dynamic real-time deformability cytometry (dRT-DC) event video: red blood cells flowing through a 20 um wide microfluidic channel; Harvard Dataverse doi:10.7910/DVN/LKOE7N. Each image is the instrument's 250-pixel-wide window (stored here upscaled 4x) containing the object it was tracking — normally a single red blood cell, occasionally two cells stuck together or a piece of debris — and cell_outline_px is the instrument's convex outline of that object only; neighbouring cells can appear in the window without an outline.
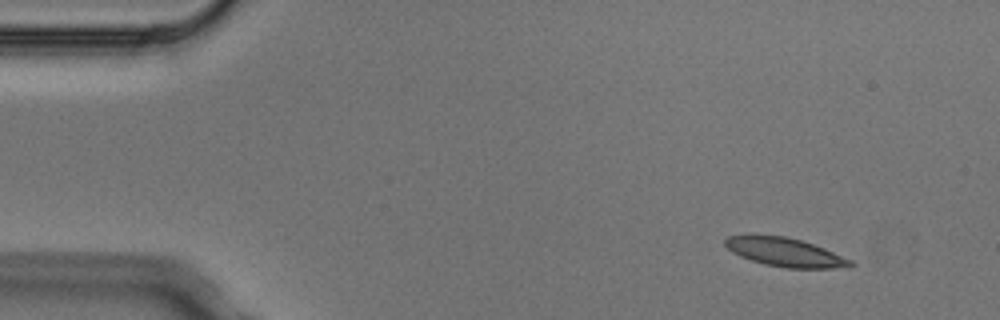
{"species": "Egyptian fruit bat (a non-hibernating species)", "species_latin": "Rousettus aegyptiacus", "temperature_condition": "cold", "stored_images_in_passage": 9, "camera_frame_rate_fps": 3000, "um_per_image_px": 0.085, "animal": {"sex": "male"}, "frame": {"image": 1, "passage_image": 2, "time_ms": 0.333, "image_size_px": [1000, 320], "cell_outline_px": [[856, 264], [848, 268], [784, 268], [764, 264], [740, 256], [732, 252], [724, 244], [724, 240], [728, 236], [784, 236], [800, 240], [824, 248], [852, 260]], "centroid_in_image_um": [66.78, 21.46], "position_along_channel_um": 18.2, "area_um2": 20.69}}
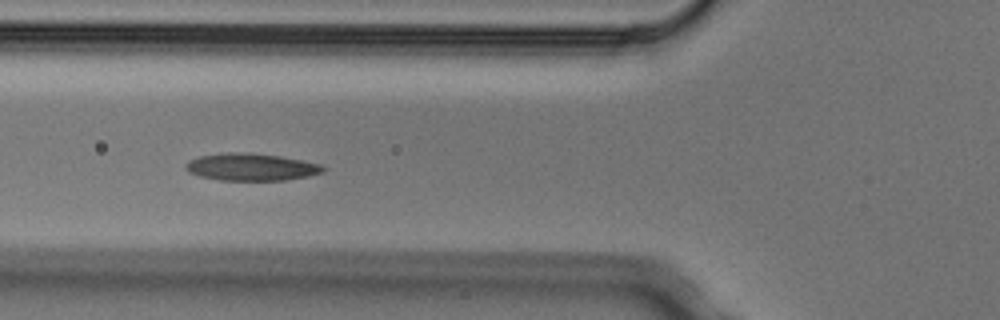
{"frame": {"image": 2, "passage_image": 6, "time_ms": 1.667, "image_size_px": [1000, 320], "cell_outline_px": [[328, 168], [324, 172], [308, 176], [284, 180], [220, 180], [200, 176], [188, 172], [184, 168], [184, 164], [188, 160], [200, 156], [228, 152], [236, 152], [280, 156], [304, 160], [320, 164]], "centroid_in_image_um": [21.35, 14.2], "position_along_channel_um": 104.4, "area_um2": 21.85}}
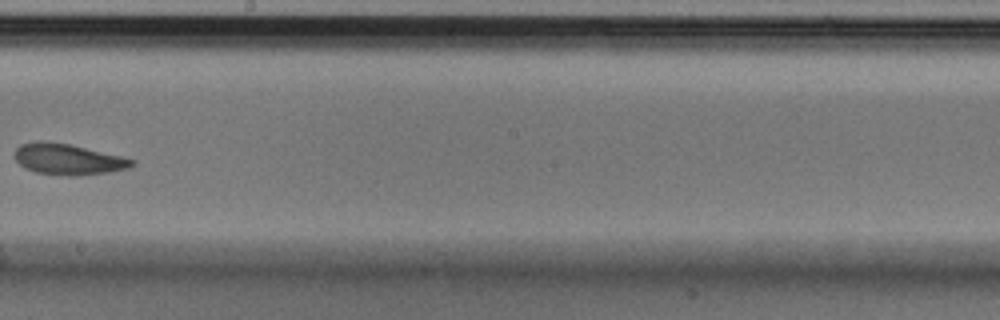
{"frame": {"image": 3, "passage_image": 9, "time_ms": 2.667, "image_size_px": [1000, 320], "cell_outline_px": [[136, 164], [128, 168], [108, 172], [76, 176], [68, 176], [36, 172], [24, 168], [12, 156], [16, 148], [20, 144], [40, 140], [44, 140], [68, 144], [120, 156], [136, 160]], "centroid_in_image_um": [5.74, 13.53], "position_along_channel_um": 242.5, "area_um2": 21.15}}